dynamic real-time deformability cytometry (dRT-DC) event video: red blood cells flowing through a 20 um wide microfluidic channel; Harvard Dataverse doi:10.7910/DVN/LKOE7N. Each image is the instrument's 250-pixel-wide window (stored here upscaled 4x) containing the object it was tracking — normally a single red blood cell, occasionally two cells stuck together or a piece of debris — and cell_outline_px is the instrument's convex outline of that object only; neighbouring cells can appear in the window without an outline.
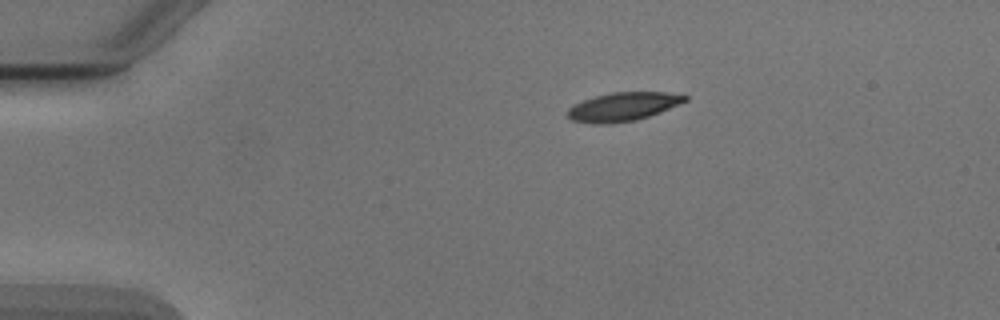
{"species": "Egyptian fruit bat (a non-hibernating species)", "species_latin": "Rousettus aegyptiacus", "temperature_condition": "cold", "stored_images_in_passage": 2, "camera_frame_rate_fps": 3000, "um_per_image_px": 0.085, "animal": {"sex": "male"}, "frame": {"image": 1, "passage_image": 1, "time_ms": 0.0, "image_size_px": [1000, 320], "cell_outline_px": [[688, 100], [660, 112], [636, 120], [608, 124], [596, 124], [572, 120], [568, 116], [568, 108], [584, 100], [596, 96], [612, 92], [664, 92], [688, 96]], "centroid_in_image_um": [52.96, 9.07], "position_along_channel_um": 32.0, "area_um2": 19.31}}